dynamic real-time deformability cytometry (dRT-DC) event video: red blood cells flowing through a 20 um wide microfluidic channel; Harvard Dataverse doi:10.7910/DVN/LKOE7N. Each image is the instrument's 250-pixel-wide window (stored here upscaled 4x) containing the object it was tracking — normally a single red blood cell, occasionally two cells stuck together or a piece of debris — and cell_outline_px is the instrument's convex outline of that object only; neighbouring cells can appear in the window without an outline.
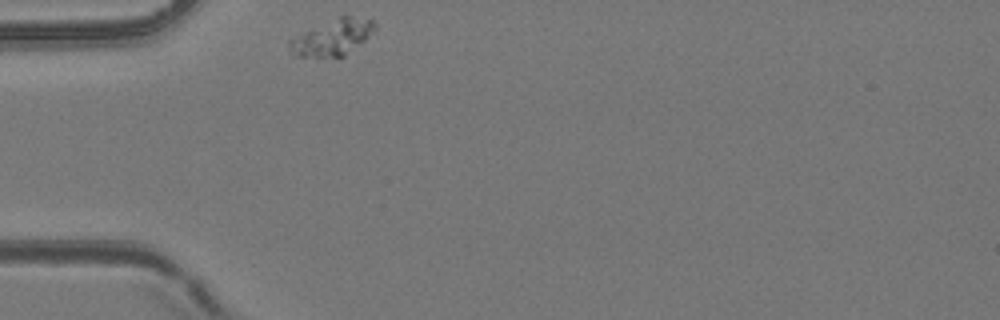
{"species": "common noctule bat (a hibernating species)", "species_latin": "Nyctalus noctula", "temperature_condition": "room temperature", "stored_images_in_passage": 1, "camera_frame_rate_fps": 3000, "um_per_image_px": 0.085, "animal": {"sex": "female", "body_mass_g": 24.6, "forearm_length_mm": 56.2}, "frame": {"image": 1, "passage_image": 1, "time_ms": 0.0, "image_size_px": [1000, 320], "cell_outline_px": [[376, 28], [364, 40], [344, 56], [300, 56], [288, 48], [288, 40], [312, 28], [340, 16], [352, 16], [372, 20], [376, 24]], "centroid_in_image_um": [28.27, 3.17], "position_along_channel_um": 56.7, "area_um2": 17.22}}